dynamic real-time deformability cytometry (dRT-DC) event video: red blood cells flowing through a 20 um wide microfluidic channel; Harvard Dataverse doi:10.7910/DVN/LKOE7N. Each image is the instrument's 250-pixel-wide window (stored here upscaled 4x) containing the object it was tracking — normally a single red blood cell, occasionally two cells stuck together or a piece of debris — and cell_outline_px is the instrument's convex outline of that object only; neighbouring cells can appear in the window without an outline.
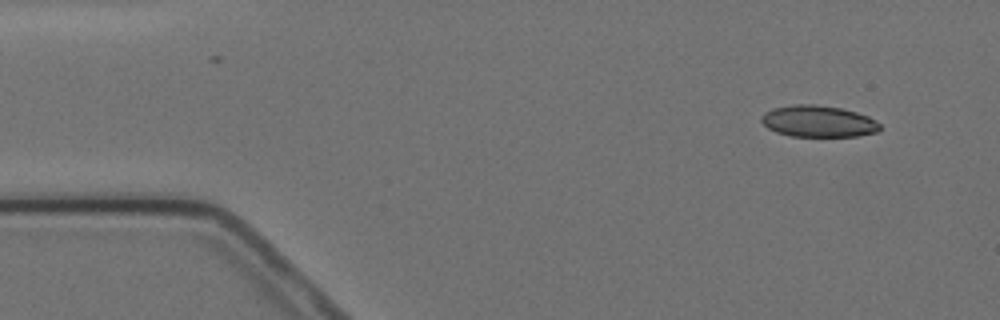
{"species": "Egyptian fruit bat (a non-hibernating species)", "species_latin": "Rousettus aegyptiacus", "temperature_condition": "cold", "stored_images_in_passage": 4, "camera_frame_rate_fps": 3000, "um_per_image_px": 0.085, "animal": {"sex": "female"}, "frame": {"image": 1, "passage_image": 1, "time_ms": 0.0, "image_size_px": [1000, 320], "cell_outline_px": [[880, 132], [856, 136], [792, 136], [776, 132], [768, 128], [760, 120], [760, 116], [764, 112], [772, 108], [792, 104], [816, 104], [844, 108], [868, 116], [876, 120], [880, 124]], "centroid_in_image_um": [69.56, 10.3], "position_along_channel_um": 15.4, "area_um2": 22.08}}
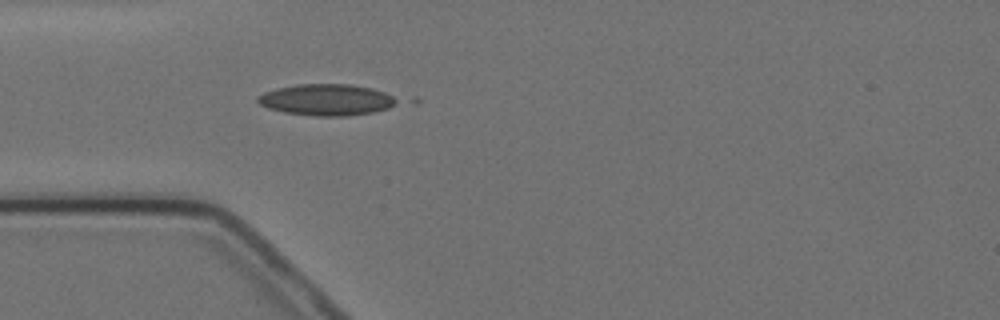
{"frame": {"image": 2, "passage_image": 4, "time_ms": 3.667, "image_size_px": [1000, 320], "cell_outline_px": [[420, 100], [416, 104], [372, 112], [348, 116], [316, 116], [284, 112], [268, 108], [260, 104], [256, 100], [256, 96], [264, 92], [276, 88], [296, 84], [348, 84], [372, 88], [416, 96]], "centroid_in_image_um": [28.27, 8.47], "position_along_channel_um": 56.7, "area_um2": 27.8}}